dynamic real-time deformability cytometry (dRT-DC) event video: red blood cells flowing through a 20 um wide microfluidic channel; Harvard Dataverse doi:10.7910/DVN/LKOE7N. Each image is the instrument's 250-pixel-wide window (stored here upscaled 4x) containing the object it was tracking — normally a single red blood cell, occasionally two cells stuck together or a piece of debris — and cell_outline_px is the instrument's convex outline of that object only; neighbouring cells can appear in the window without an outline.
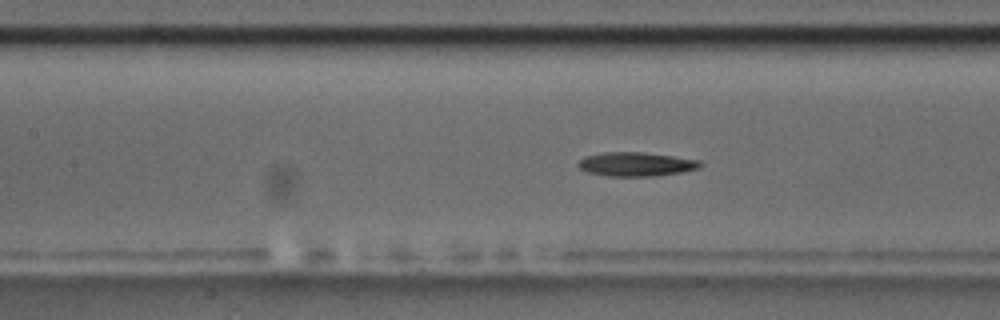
{"species": "common noctule bat (a hibernating species)", "species_latin": "Nyctalus noctula", "temperature_condition": "room temperature", "stored_images_in_passage": 43, "camera_frame_rate_fps": 3000, "um_per_image_px": 0.085, "animal": {"sex": "male", "body_mass_g": 17.5, "forearm_length_mm": 52.3}, "frame": {"image": 1, "passage_image": 11, "time_ms": 3.333, "image_size_px": [1000, 320], "cell_outline_px": [[704, 164], [700, 168], [680, 172], [656, 176], [608, 176], [588, 172], [580, 168], [576, 164], [584, 156], [604, 152], [644, 152], [700, 160]], "centroid_in_image_um": [54.08, 13.95], "position_along_channel_um": 153.3, "area_um2": 17.11}}
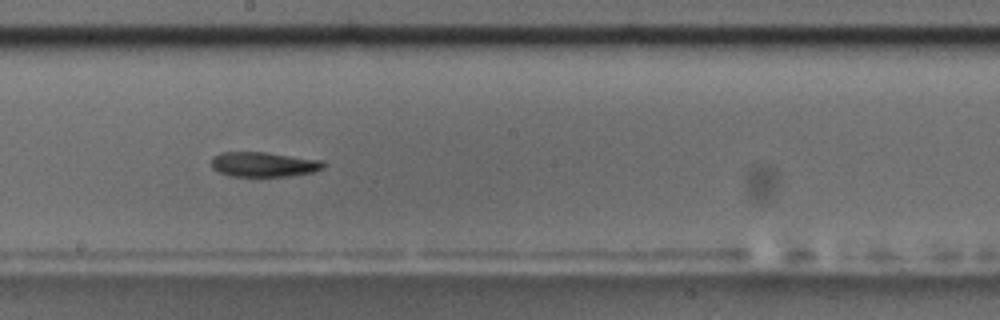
{"frame": {"image": 2, "passage_image": 17, "time_ms": 5.333, "image_size_px": [1000, 320], "cell_outline_px": [[328, 164], [324, 168], [312, 172], [288, 176], [232, 176], [220, 172], [212, 168], [212, 156], [220, 152], [264, 152], [324, 160]], "centroid_in_image_um": [22.45, 13.96], "position_along_channel_um": 225.7, "area_um2": 16.3}}
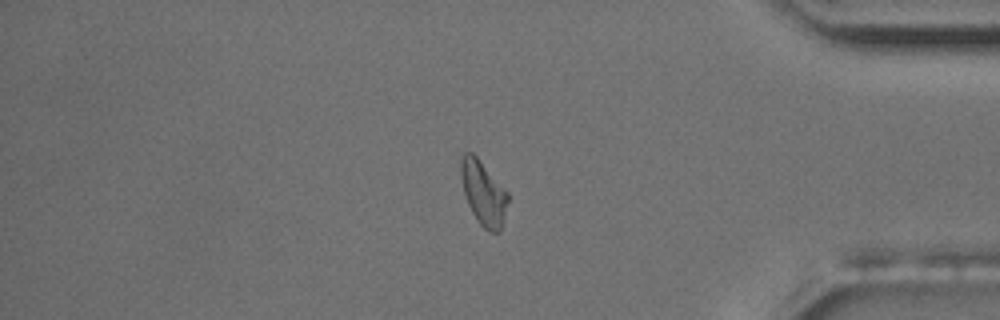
{"frame": {"image": 3, "passage_image": 33, "time_ms": 10.667, "image_size_px": [1000, 320], "cell_outline_px": [[508, 200], [500, 232], [488, 232], [476, 220], [468, 204], [464, 192], [460, 176], [460, 160], [464, 152], [472, 152], [476, 156], [508, 192]], "centroid_in_image_um": [41.07, 16.4], "position_along_channel_um": 394.1, "area_um2": 17.51}}